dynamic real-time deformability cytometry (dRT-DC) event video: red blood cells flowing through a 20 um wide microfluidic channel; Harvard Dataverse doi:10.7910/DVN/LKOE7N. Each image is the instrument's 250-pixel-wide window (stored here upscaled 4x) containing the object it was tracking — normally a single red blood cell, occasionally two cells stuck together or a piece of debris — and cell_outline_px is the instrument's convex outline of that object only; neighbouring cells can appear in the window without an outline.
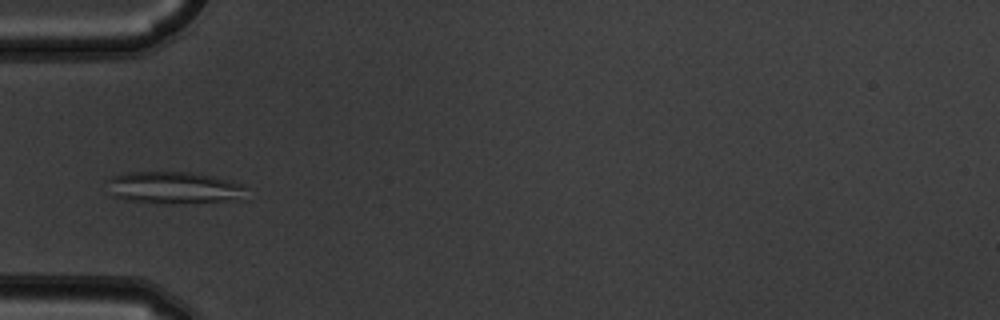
{"species": "common noctule bat (a hibernating species)", "species_latin": "Nyctalus noctula", "temperature_condition": "warm", "stored_images_in_passage": 6, "camera_frame_rate_fps": 3000, "um_per_image_px": 0.085, "animal": {"sex": "male", "body_mass_g": 19.5, "forearm_length_mm": 54.6}, "frame": {"image": 1, "passage_image": 6, "time_ms": 1.667, "image_size_px": [1000, 320], "cell_outline_px": [[248, 200], [164, 204], [160, 204], [128, 200], [112, 196], [104, 180], [112, 176], [128, 172], [188, 172], [212, 176], [232, 180], [244, 184]], "centroid_in_image_um": [14.83, 15.97], "position_along_channel_um": 70.2, "area_um2": 26.76}}